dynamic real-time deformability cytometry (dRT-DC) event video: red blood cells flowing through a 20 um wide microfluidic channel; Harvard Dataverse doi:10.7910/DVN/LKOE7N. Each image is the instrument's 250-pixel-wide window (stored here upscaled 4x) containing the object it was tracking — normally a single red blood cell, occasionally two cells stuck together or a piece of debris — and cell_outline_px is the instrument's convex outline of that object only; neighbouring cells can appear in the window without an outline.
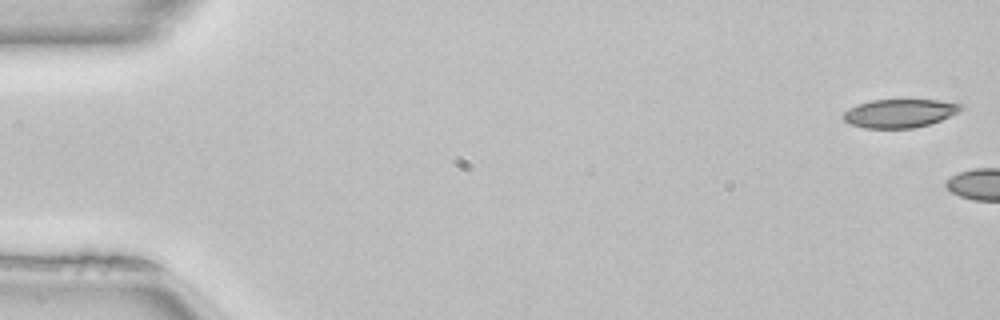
{"species": "common noctule bat (a hibernating species)", "species_latin": "Nyctalus noctula", "temperature_condition": "room temperature", "stored_images_in_passage": 5, "camera_frame_rate_fps": 3000, "um_per_image_px": 0.085, "animal": {"sex": "female", "body_mass_g": 22.7, "forearm_length_mm": 54.2}, "frame": {"image": 1, "passage_image": 1, "time_ms": 0.0, "image_size_px": [1000, 320], "cell_outline_px": [[964, 108], [960, 112], [940, 120], [916, 128], [864, 128], [848, 124], [844, 120], [844, 112], [848, 108], [856, 104], [872, 100], [940, 100], [964, 104]], "centroid_in_image_um": [76.48, 9.63], "position_along_channel_um": 8.5, "area_um2": 19.71}}